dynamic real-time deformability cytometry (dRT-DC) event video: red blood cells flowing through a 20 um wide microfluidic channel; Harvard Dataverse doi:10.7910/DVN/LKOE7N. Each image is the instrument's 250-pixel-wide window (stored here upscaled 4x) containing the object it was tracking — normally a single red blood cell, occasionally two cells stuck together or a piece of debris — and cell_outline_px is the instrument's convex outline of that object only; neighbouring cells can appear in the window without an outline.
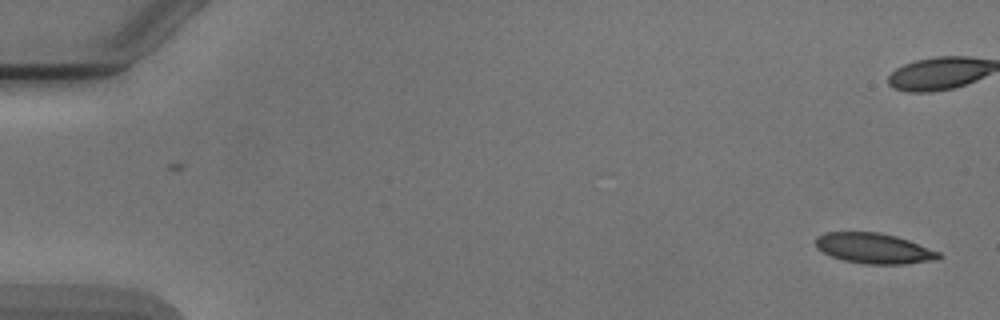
{"species": "Egyptian fruit bat (a non-hibernating species)", "species_latin": "Rousettus aegyptiacus", "temperature_condition": "cold", "stored_images_in_passage": 2, "camera_frame_rate_fps": 3000, "um_per_image_px": 0.085, "animal": {"sex": "male"}, "frame": {"image": 1, "passage_image": 2, "time_ms": 1.333, "image_size_px": [1000, 320], "cell_outline_px": [[940, 256], [936, 260], [904, 264], [864, 264], [844, 260], [832, 256], [816, 248], [816, 236], [824, 232], [880, 232], [896, 236], [908, 240], [940, 252]], "centroid_in_image_um": [74.27, 21.1], "position_along_channel_um": 10.7, "area_um2": 21.73}}